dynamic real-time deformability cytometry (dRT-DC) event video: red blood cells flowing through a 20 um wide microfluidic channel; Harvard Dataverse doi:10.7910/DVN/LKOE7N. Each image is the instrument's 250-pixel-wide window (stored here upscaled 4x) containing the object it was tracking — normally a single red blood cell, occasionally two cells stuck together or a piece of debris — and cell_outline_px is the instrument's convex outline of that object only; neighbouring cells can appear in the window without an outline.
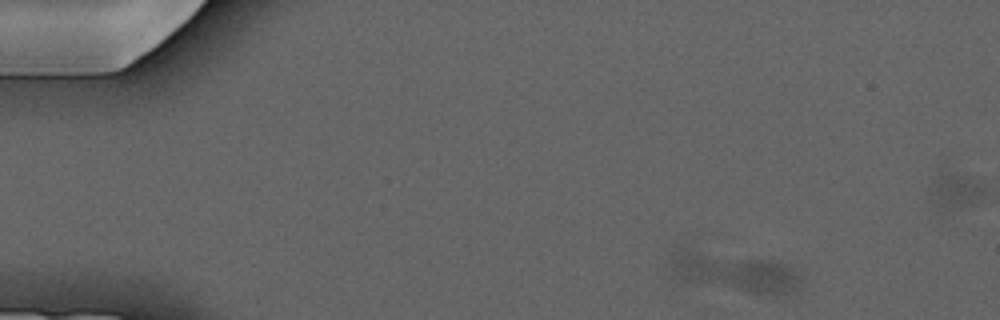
{"species": "common noctule bat (a hibernating species)", "species_latin": "Nyctalus noctula", "temperature_condition": "cold", "stored_images_in_passage": 5, "segment_of_instrument_passage": [3, 3], "camera_frame_rate_fps": 3000, "um_per_image_px": 0.085, "animal": {"sex": "male", "forearm_length_mm": 52.5}, "frame": {"image": 1, "passage_image": 5, "time_ms": 4.667, "image_size_px": [1000, 320], "cell_outline_px": [[796, 288], [788, 292], [776, 296], [764, 296], [684, 280], [672, 276], [672, 256], [676, 248], [684, 248], [768, 260], [784, 264], [796, 272]], "centroid_in_image_um": [62.35, 23.14], "position_along_channel_um": 22.7, "area_um2": 29.19}}